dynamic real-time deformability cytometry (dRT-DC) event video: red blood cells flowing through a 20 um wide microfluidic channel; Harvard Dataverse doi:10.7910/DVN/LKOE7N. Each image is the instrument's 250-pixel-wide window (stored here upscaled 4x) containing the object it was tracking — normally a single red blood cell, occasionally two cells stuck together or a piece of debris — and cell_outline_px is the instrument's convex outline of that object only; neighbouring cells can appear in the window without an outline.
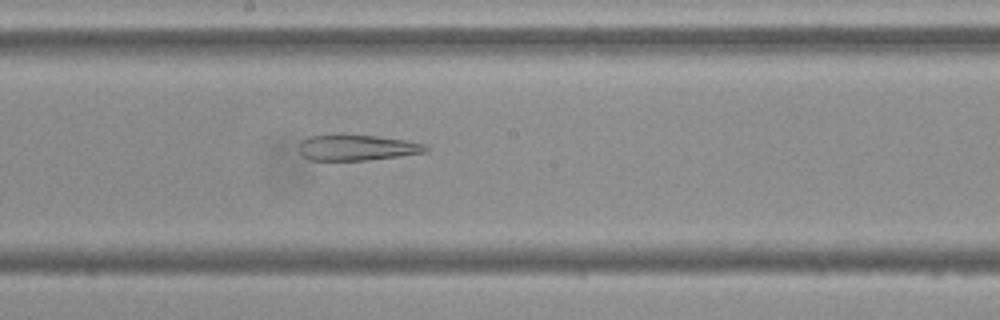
{"species": "Egyptian fruit bat (a non-hibernating species)", "species_latin": "Rousettus aegyptiacus", "temperature_condition": "cold", "stored_images_in_passage": 54, "camera_frame_rate_fps": 3000, "um_per_image_px": 0.085, "frame": {"image": 1, "passage_image": 29, "time_ms": 9.333, "image_size_px": [1000, 320], "cell_outline_px": [[428, 148], [424, 152], [400, 156], [368, 160], [312, 160], [304, 156], [300, 152], [300, 144], [308, 136], [376, 136], [404, 140], [428, 144]], "centroid_in_image_um": [30.4, 12.57], "position_along_channel_um": 217.8, "area_um2": 18.44}}
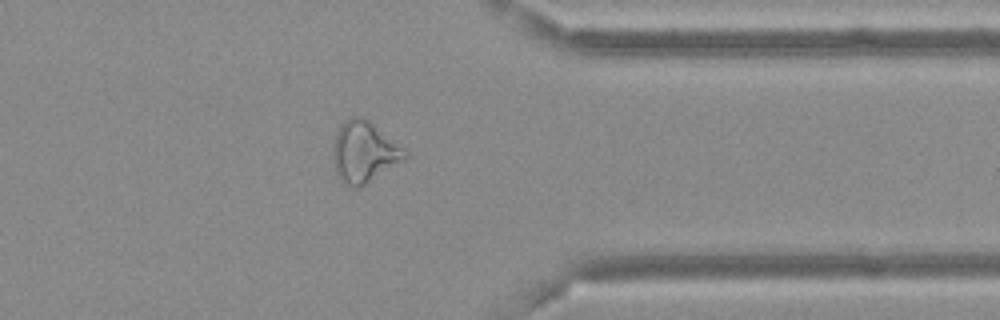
{"frame": {"image": 2, "passage_image": 43, "time_ms": 14.0, "image_size_px": [1000, 320], "cell_outline_px": [[408, 156], [364, 184], [356, 188], [352, 188], [344, 184], [340, 180], [336, 172], [332, 156], [332, 148], [336, 132], [340, 124], [348, 116], [364, 116], [404, 148], [408, 152]], "centroid_in_image_um": [30.89, 12.87], "position_along_channel_um": 380.5, "area_um2": 25.49}}
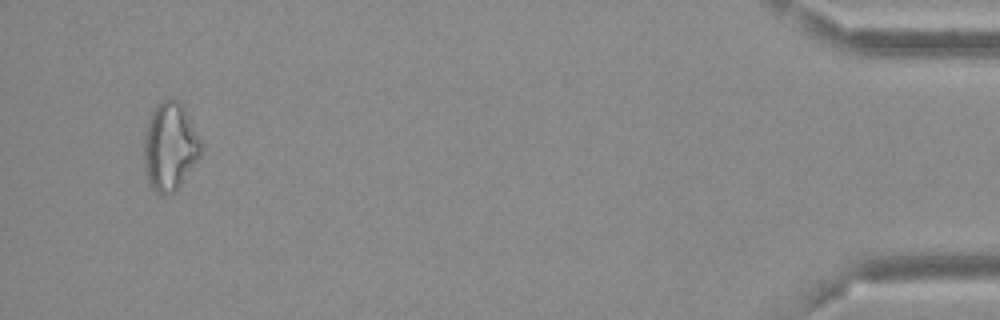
{"frame": {"image": 3, "passage_image": 52, "time_ms": 17.0, "image_size_px": [1000, 320], "cell_outline_px": [[200, 156], [180, 184], [172, 192], [164, 196], [160, 196], [148, 184], [144, 168], [144, 132], [148, 116], [156, 104], [160, 100], [168, 96], [180, 100], [200, 140]], "centroid_in_image_um": [14.38, 12.41], "position_along_channel_um": 420.8, "area_um2": 29.48}, "authors_computed_cell_mechanics": {"area_um2": 26.8192, "velocity_mm_per_s": 3.6763, "shape_relaxation_time_tau1_ms": null, "shape_relaxation_time_tau2_ms": 7.0117, "deformation_change_tau1": null, "deformation_change_tau2": 0.1974}}